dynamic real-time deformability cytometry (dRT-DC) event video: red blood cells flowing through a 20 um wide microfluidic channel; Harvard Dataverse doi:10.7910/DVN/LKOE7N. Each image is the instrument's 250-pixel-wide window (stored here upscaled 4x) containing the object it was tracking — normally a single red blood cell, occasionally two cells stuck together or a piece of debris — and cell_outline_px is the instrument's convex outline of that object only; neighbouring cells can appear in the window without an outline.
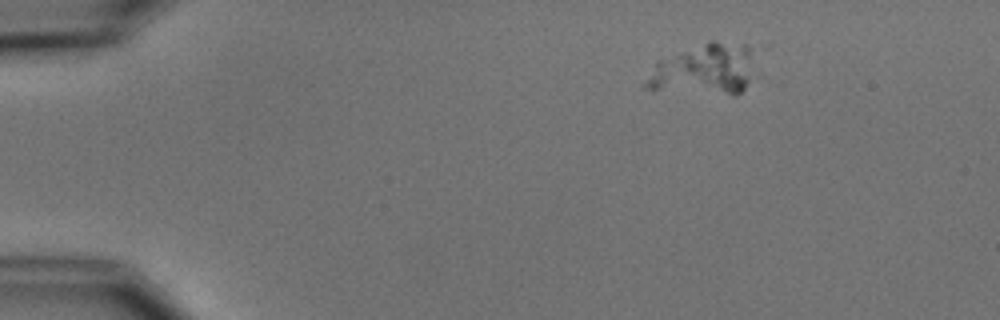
{"species": "common noctule bat (a hibernating species)", "species_latin": "Nyctalus noctula", "temperature_condition": "cold", "stored_images_in_passage": 10, "camera_frame_rate_fps": 3000, "um_per_image_px": 0.085, "animal": {"sex": "male", "body_mass_g": 15.6}, "frame": {"image": 1, "passage_image": 4, "time_ms": 3.333, "image_size_px": [1000, 320], "cell_outline_px": [[752, 80], [736, 96], [732, 96], [644, 88], [640, 84], [656, 60], [712, 40], [744, 44], [752, 48]], "centroid_in_image_um": [59.83, 5.93], "position_along_channel_um": 25.2, "area_um2": 33.0}}